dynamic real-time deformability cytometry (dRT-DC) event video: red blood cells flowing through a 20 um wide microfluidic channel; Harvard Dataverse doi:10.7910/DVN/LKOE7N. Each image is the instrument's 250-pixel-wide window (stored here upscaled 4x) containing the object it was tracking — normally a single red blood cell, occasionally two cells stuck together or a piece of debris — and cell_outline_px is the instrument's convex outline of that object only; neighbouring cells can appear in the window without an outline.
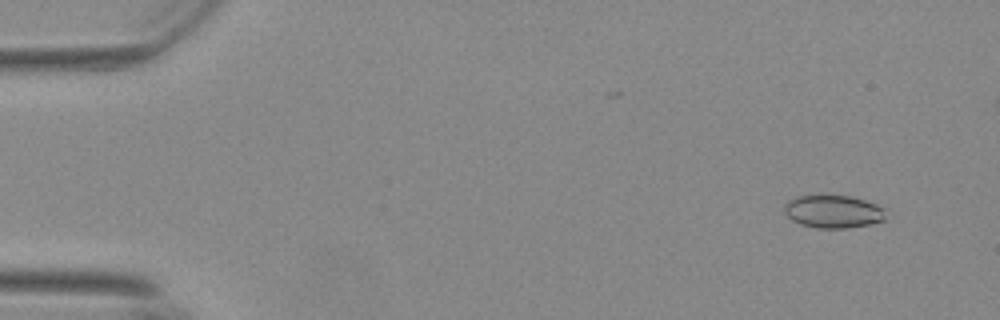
{"species": "Egyptian fruit bat (a non-hibernating species)", "species_latin": "Rousettus aegyptiacus", "temperature_condition": "warm", "stored_images_in_passage": 56, "camera_frame_rate_fps": 3000, "um_per_image_px": 0.085, "animal": {"sex": "female"}, "frame": {"image": 1, "passage_image": 4, "time_ms": 1.0, "image_size_px": [1000, 320], "cell_outline_px": [[884, 220], [868, 224], [844, 228], [820, 228], [800, 224], [792, 220], [784, 212], [784, 204], [788, 200], [796, 196], [824, 192], [852, 196], [876, 204], [884, 208]], "centroid_in_image_um": [70.76, 17.92], "position_along_channel_um": 14.2, "area_um2": 20.0}}
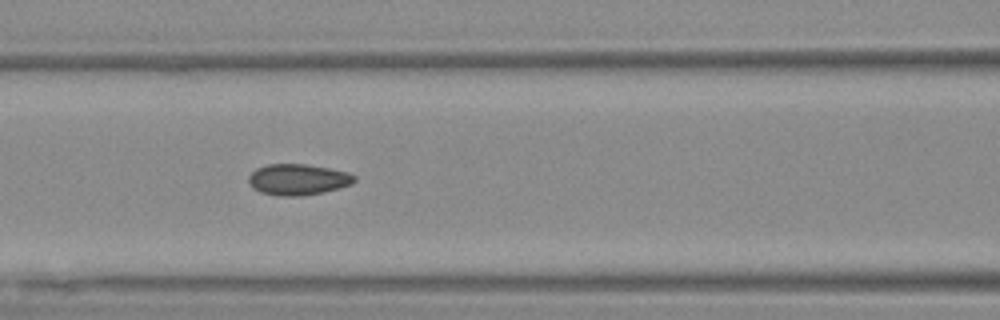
{"frame": {"image": 2, "passage_image": 24, "time_ms": 7.667, "image_size_px": [1000, 320], "cell_outline_px": [[356, 180], [352, 184], [340, 188], [324, 192], [300, 196], [276, 196], [260, 192], [252, 188], [248, 180], [248, 176], [256, 168], [268, 164], [304, 164], [328, 168], [348, 172], [356, 176]], "centroid_in_image_um": [25.32, 15.27], "position_along_channel_um": 141.3, "area_um2": 19.31}}
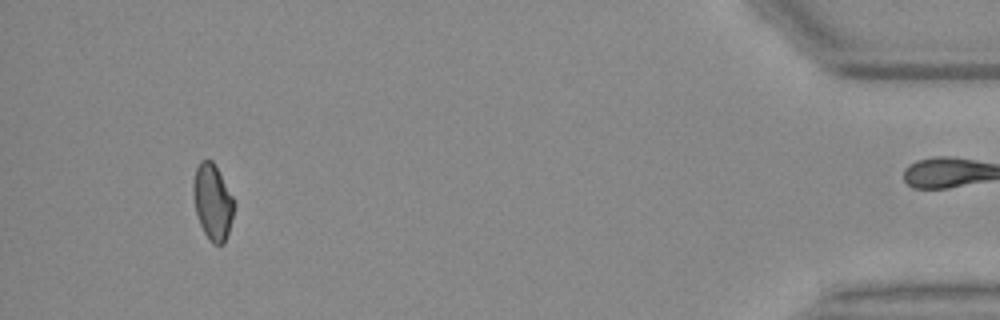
{"frame": {"image": 3, "passage_image": 52, "time_ms": 17.0, "image_size_px": [1000, 320], "cell_outline_px": [[232, 216], [228, 232], [224, 244], [212, 244], [208, 240], [200, 224], [196, 212], [192, 192], [192, 184], [196, 168], [200, 160], [212, 160], [232, 196]], "centroid_in_image_um": [18.03, 17.17], "position_along_channel_um": 417.2, "area_um2": 17.63}, "authors_computed_cell_mechanics": {"area_um2": 19.0162, "velocity_mm_per_s": 3.7098, "shape_relaxation_time_tau1_ms": null, "shape_relaxation_time_tau2_ms": 1.6808, "deformation_change_tau1": null, "deformation_change_tau2": 0.0678}}